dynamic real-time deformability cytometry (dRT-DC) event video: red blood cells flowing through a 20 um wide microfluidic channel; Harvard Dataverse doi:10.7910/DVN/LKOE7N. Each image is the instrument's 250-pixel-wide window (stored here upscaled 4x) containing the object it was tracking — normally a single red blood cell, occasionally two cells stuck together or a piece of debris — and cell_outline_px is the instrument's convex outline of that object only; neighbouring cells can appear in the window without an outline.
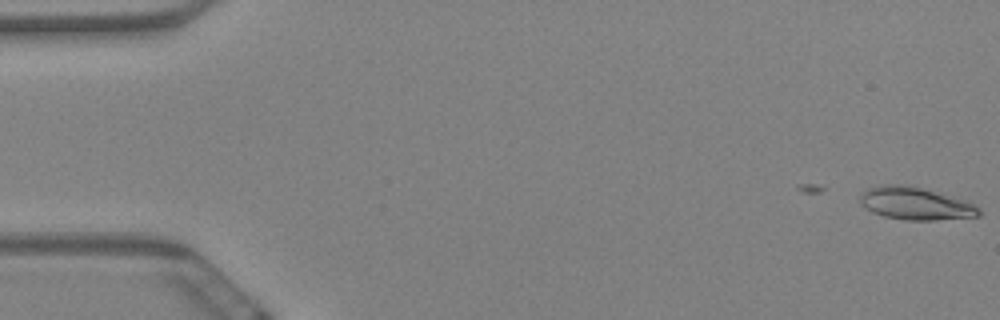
{"species": "Egyptian fruit bat (a non-hibernating species)", "species_latin": "Rousettus aegyptiacus", "temperature_condition": "warm", "stored_images_in_passage": 3, "camera_frame_rate_fps": 3000, "um_per_image_px": 0.085, "animal": {"sex": "female"}, "frame": {"image": 1, "passage_image": 3, "time_ms": 0.667, "image_size_px": [1000, 320], "cell_outline_px": [[980, 216], [936, 220], [904, 220], [884, 216], [872, 212], [864, 208], [860, 204], [860, 196], [868, 188], [888, 184], [896, 184], [920, 188], [964, 200], [980, 208]], "centroid_in_image_um": [77.79, 17.32], "position_along_channel_um": 7.2, "area_um2": 22.2}}